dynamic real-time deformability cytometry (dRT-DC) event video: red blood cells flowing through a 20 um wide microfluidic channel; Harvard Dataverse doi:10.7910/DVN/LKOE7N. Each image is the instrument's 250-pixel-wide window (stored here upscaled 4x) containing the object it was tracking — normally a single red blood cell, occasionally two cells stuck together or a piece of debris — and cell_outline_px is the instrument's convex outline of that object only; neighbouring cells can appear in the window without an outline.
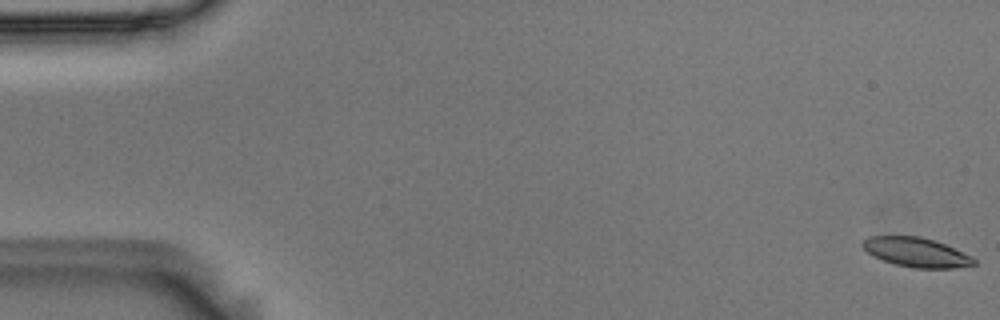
{"species": "Egyptian fruit bat (a non-hibernating species)", "species_latin": "Rousettus aegyptiacus", "temperature_condition": "room temperature", "stored_images_in_passage": 56, "camera_frame_rate_fps": 3000, "um_per_image_px": 0.085, "animal": {"sex": "male"}, "frame": {"image": 1, "passage_image": 1, "time_ms": 0.0, "image_size_px": [1000, 320], "cell_outline_px": [[976, 264], [956, 268], [912, 268], [896, 264], [872, 256], [860, 244], [868, 236], [920, 236], [944, 244], [972, 256], [976, 260]], "centroid_in_image_um": [77.88, 21.44], "position_along_channel_um": 7.1, "area_um2": 18.96}}
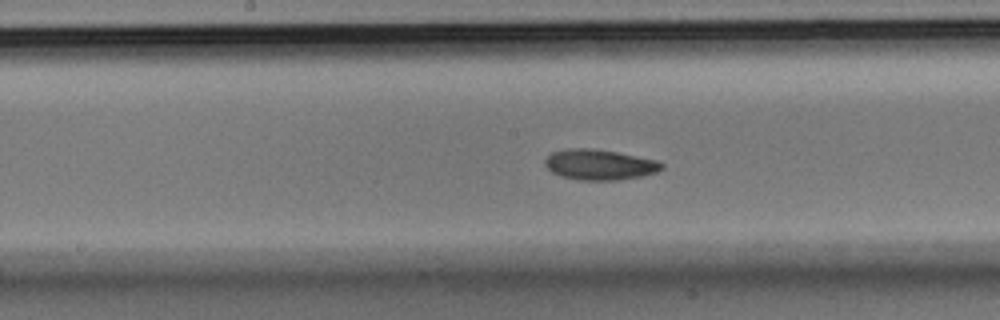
{"frame": {"image": 2, "passage_image": 29, "time_ms": 9.333, "image_size_px": [1000, 320], "cell_outline_px": [[664, 168], [656, 172], [644, 176], [616, 180], [580, 180], [560, 176], [552, 172], [544, 164], [544, 160], [552, 152], [568, 148], [592, 148], [616, 152], [656, 160], [664, 164]], "centroid_in_image_um": [50.95, 14.0], "position_along_channel_um": 197.2, "area_um2": 20.75}}
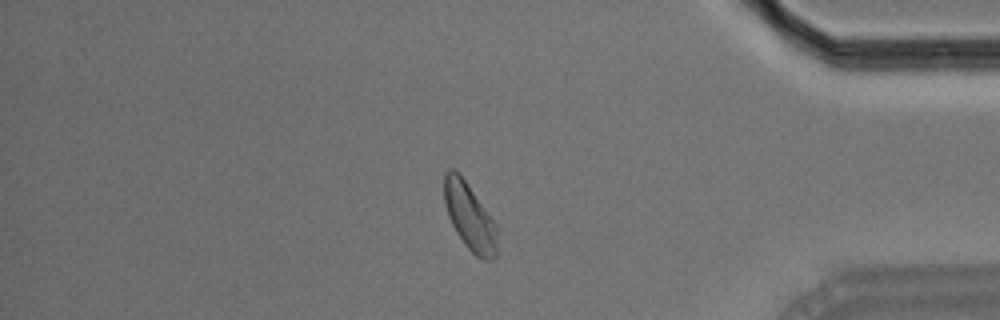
{"frame": {"image": 3, "passage_image": 48, "time_ms": 15.667, "image_size_px": [1000, 320], "cell_outline_px": [[496, 256], [492, 260], [484, 260], [476, 256], [468, 248], [456, 232], [448, 216], [444, 204], [444, 172], [448, 168], [452, 168], [460, 172], [496, 224]], "centroid_in_image_um": [39.89, 18.37], "position_along_channel_um": 395.3, "area_um2": 20.69}, "authors_computed_cell_mechanics": {"area_um2": 20.4612, "velocity_mm_per_s": 3.5925, "shape_relaxation_time_tau1_ms": 4.8894, "shape_relaxation_time_tau2_ms": 8.8743, "deformation_change_tau1": 0.1136, "deformation_change_tau2": 0.1466}}